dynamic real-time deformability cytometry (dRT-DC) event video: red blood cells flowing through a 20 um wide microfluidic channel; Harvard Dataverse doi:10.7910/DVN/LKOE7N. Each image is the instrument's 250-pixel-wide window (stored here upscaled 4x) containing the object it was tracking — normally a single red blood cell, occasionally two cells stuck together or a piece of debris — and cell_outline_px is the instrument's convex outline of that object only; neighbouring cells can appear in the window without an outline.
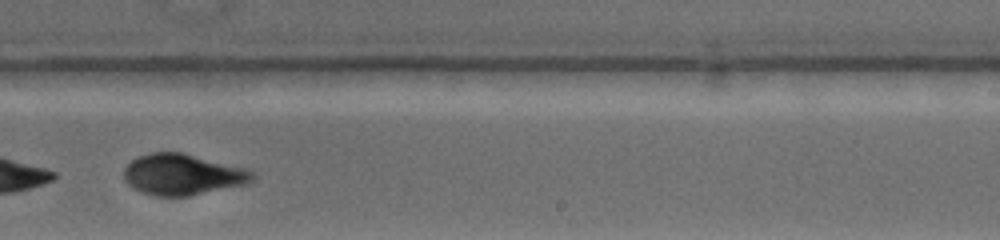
{"species": "common noctule bat (a hibernating species)", "species_latin": "Nyctalus noctula", "temperature_condition": "warm", "stored_images_in_passage": 11, "camera_frame_rate_fps": 4500, "um_per_image_px": 0.085, "animal": {"sex": "female", "body_mass_g": 19.0, "forearm_length_mm": 53.3}, "frame": {"image": 1, "passage_image": 7, "time_ms": 5.556, "image_size_px": [1000, 240], "cell_outline_px": [[256, 176], [248, 184], [192, 196], [156, 196], [140, 192], [132, 188], [124, 180], [124, 168], [132, 160], [140, 156], [152, 152], [184, 152], [244, 168], [252, 172]], "centroid_in_image_um": [15.52, 14.85], "position_along_channel_um": 273.5, "area_um2": 30.98}}